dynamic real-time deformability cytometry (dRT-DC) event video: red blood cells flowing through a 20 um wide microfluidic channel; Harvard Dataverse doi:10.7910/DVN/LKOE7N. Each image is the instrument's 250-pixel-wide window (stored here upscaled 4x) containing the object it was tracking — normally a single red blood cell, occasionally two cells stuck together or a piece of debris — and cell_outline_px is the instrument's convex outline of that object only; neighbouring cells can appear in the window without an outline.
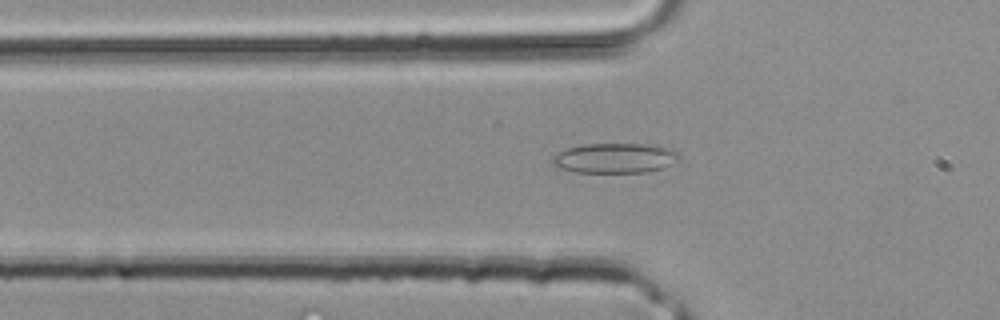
{"species": "common noctule bat (a hibernating species)", "species_latin": "Nyctalus noctula", "temperature_condition": "room temperature", "stored_images_in_passage": 27, "camera_frame_rate_fps": 3000, "um_per_image_px": 0.085, "animal": {"sex": "male", "body_mass_g": 20.4}, "frame": {"image": 1, "passage_image": 2, "time_ms": 0.333, "image_size_px": [1000, 320], "cell_outline_px": [[680, 160], [664, 168], [648, 172], [576, 172], [556, 168], [552, 164], [552, 156], [568, 148], [584, 144], [644, 144], [672, 148], [680, 156]], "centroid_in_image_um": [52.28, 13.45], "position_along_channel_um": 73.5, "area_um2": 22.25}}
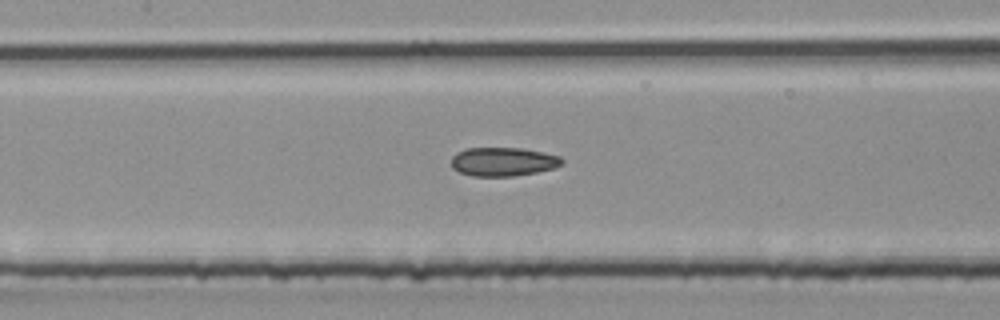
{"frame": {"image": 2, "passage_image": 7, "time_ms": 2.0, "image_size_px": [1000, 320], "cell_outline_px": [[564, 164], [556, 168], [536, 172], [512, 176], [472, 176], [460, 172], [452, 168], [452, 156], [456, 152], [464, 148], [520, 148], [544, 152], [560, 156], [564, 160]], "centroid_in_image_um": [42.79, 13.74], "position_along_channel_um": 164.6, "area_um2": 18.73}}
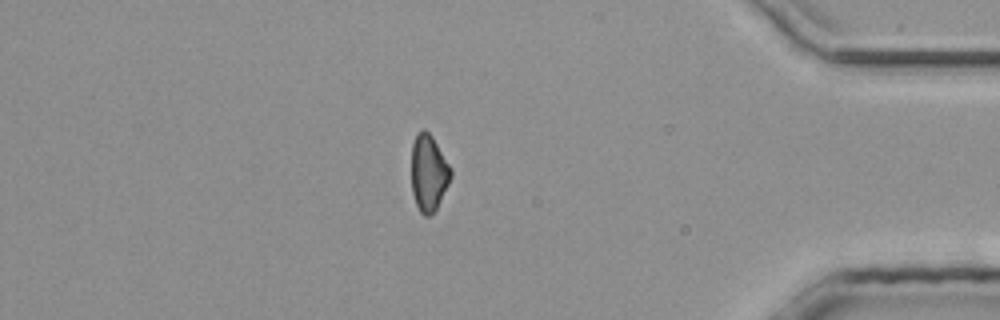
{"frame": {"image": 3, "passage_image": 22, "time_ms": 7.0, "image_size_px": [1000, 320], "cell_outline_px": [[452, 176], [436, 208], [428, 216], [424, 216], [420, 212], [416, 204], [412, 192], [412, 144], [416, 132], [424, 128], [432, 136], [452, 168]], "centroid_in_image_um": [36.43, 14.66], "position_along_channel_um": 398.8, "area_um2": 17.51}}